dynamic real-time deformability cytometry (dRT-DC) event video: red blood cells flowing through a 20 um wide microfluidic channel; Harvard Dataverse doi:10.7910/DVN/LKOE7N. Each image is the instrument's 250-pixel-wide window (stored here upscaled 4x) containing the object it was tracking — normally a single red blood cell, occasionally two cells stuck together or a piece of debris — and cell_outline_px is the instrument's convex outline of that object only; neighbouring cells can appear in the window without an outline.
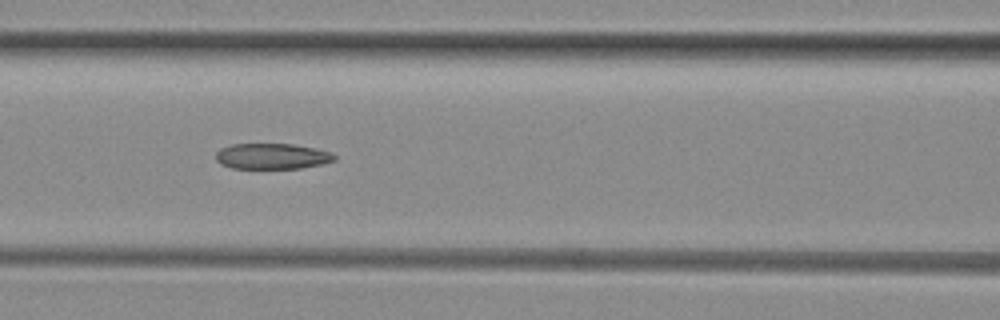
{"species": "common noctule bat (a hibernating species)", "species_latin": "Nyctalus noctula", "temperature_condition": "room temperature", "stored_images_in_passage": 6, "camera_frame_rate_fps": 3000, "um_per_image_px": 0.085, "animal": {"sex": "female", "body_mass_g": 29.2, "forearm_length_mm": 56.3}, "frame": {"image": 1, "passage_image": 6, "time_ms": 6.0, "image_size_px": [1000, 320], "cell_outline_px": [[336, 160], [320, 164], [300, 168], [232, 168], [220, 164], [216, 160], [216, 152], [220, 148], [232, 144], [292, 144], [316, 148], [332, 152], [336, 156]], "centroid_in_image_um": [23.12, 13.27], "position_along_channel_um": 143.5, "area_um2": 17.8}}